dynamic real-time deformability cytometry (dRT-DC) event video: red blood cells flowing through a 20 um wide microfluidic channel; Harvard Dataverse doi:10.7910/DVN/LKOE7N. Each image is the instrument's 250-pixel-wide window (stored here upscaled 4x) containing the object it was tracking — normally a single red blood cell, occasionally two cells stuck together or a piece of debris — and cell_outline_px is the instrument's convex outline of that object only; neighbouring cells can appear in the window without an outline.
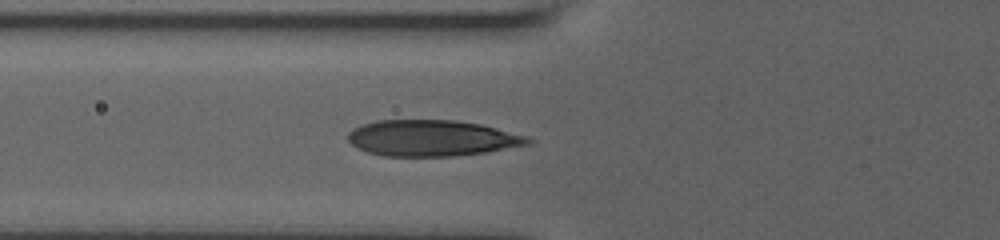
{"species": "human", "species_latin": "Homo sapiens", "temperature_condition": "room temperature", "stored_images_in_passage": 38, "camera_frame_rate_fps": 3000, "um_per_image_px": 0.085, "donor": {"sex": "male"}, "frame": {"image": 1, "passage_image": 6, "time_ms": 1.667, "image_size_px": [1000, 240], "cell_outline_px": [[532, 144], [484, 152], [456, 156], [384, 156], [368, 152], [356, 148], [348, 140], [348, 132], [364, 124], [376, 120], [456, 120], [480, 124], [528, 136], [532, 140]], "centroid_in_image_um": [36.72, 11.74], "position_along_channel_um": 89.1, "area_um2": 37.8}}
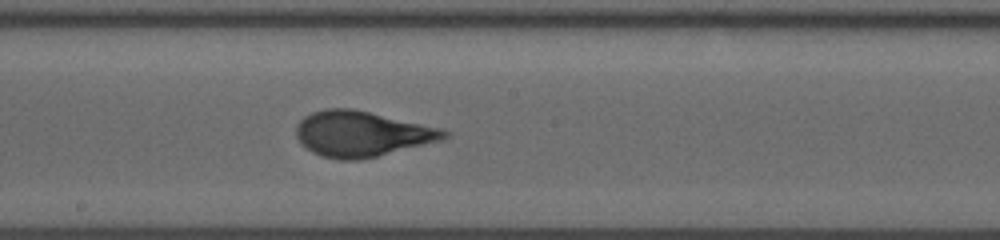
{"frame": {"image": 2, "passage_image": 16, "time_ms": 5.0, "image_size_px": [1000, 240], "cell_outline_px": [[448, 136], [444, 140], [360, 160], [340, 160], [320, 156], [312, 152], [296, 136], [296, 128], [300, 120], [304, 116], [312, 112], [328, 108], [352, 108], [444, 128], [448, 132]], "centroid_in_image_um": [30.79, 11.37], "position_along_channel_um": 217.4, "area_um2": 39.3}}
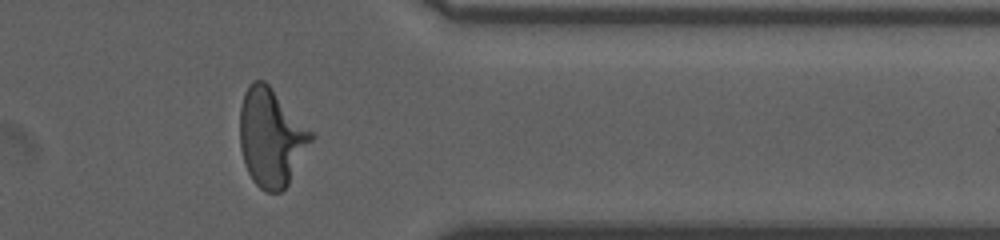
{"frame": {"image": 3, "passage_image": 30, "time_ms": 9.667, "image_size_px": [1000, 240], "cell_outline_px": [[316, 136], [288, 184], [280, 192], [264, 192], [252, 180], [244, 164], [240, 148], [240, 108], [244, 92], [248, 84], [252, 80], [264, 80], [268, 84]], "centroid_in_image_um": [23.04, 11.69], "position_along_channel_um": 388.4, "area_um2": 40.75}}